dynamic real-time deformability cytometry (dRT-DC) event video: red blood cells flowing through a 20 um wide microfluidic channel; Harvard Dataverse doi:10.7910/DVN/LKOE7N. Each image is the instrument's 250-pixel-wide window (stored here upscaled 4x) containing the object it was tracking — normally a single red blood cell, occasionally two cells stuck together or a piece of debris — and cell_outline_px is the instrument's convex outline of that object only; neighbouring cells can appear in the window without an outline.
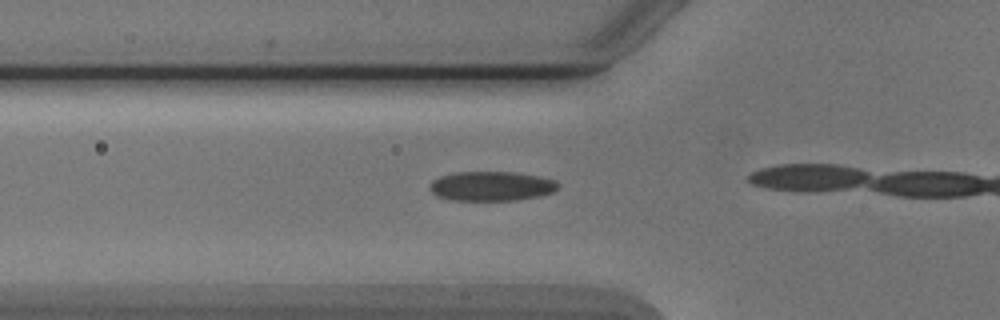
{"species": "Egyptian fruit bat (a non-hibernating species)", "species_latin": "Rousettus aegyptiacus", "temperature_condition": "cold", "stored_images_in_passage": 12, "camera_frame_rate_fps": 3000, "um_per_image_px": 0.085, "animal": {"sex": "male"}, "frame": {"image": 1, "passage_image": 9, "time_ms": 2.667, "image_size_px": [1000, 320], "cell_outline_px": [[560, 188], [552, 192], [540, 196], [516, 200], [452, 200], [436, 196], [428, 188], [432, 180], [440, 176], [452, 172], [516, 172], [540, 176], [556, 180], [560, 184]], "centroid_in_image_um": [41.78, 15.81], "position_along_channel_um": 84.0, "area_um2": 22.37}}